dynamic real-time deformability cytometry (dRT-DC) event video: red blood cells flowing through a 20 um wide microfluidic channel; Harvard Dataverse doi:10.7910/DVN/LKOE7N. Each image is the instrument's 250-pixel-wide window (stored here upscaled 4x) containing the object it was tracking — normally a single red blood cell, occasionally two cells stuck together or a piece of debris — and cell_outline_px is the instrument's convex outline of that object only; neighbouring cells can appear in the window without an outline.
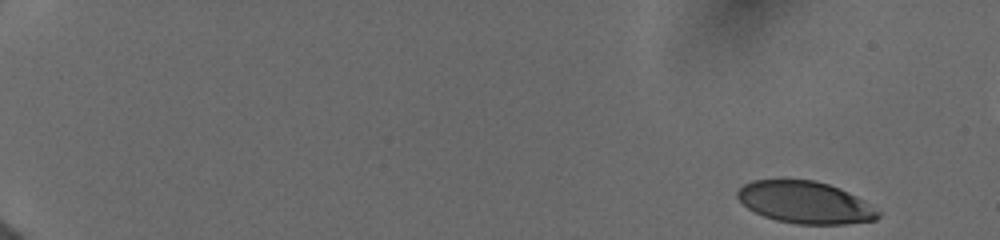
{"species": "human", "species_latin": "Homo sapiens", "temperature_condition": "cold", "stored_images_in_passage": 30, "camera_frame_rate_fps": 3000, "um_per_image_px": 0.085, "donor": {"sex": "female"}, "frame": {"image": 1, "passage_image": 1, "time_ms": 0.0, "image_size_px": [1000, 240], "cell_outline_px": [[880, 216], [876, 220], [848, 224], [796, 224], [776, 220], [764, 216], [748, 208], [736, 196], [736, 192], [744, 184], [752, 180], [816, 180], [840, 188], [880, 208]], "centroid_in_image_um": [68.49, 17.21], "position_along_channel_um": 16.5, "area_um2": 34.62}}
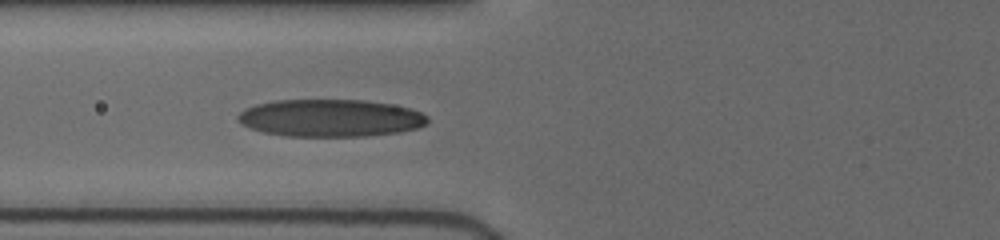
{"frame": {"image": 2, "passage_image": 23, "time_ms": 6.667, "image_size_px": [1000, 240], "cell_outline_px": [[428, 124], [416, 128], [400, 132], [364, 136], [284, 136], [264, 132], [240, 124], [236, 120], [236, 116], [244, 108], [256, 104], [276, 100], [364, 100], [388, 104], [408, 108], [420, 112], [428, 116]], "centroid_in_image_um": [28.05, 10.03], "position_along_channel_um": 97.8, "area_um2": 41.38}}
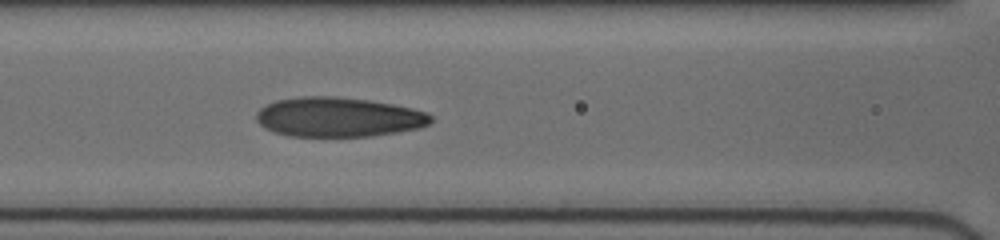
{"frame": {"image": 3, "passage_image": 27, "time_ms": 7.667, "image_size_px": [1000, 240], "cell_outline_px": [[432, 120], [428, 124], [420, 128], [372, 136], [288, 136], [272, 132], [264, 128], [256, 120], [256, 112], [260, 108], [276, 100], [304, 96], [332, 96], [368, 100], [392, 104], [428, 112], [432, 116]], "centroid_in_image_um": [28.74, 9.96], "position_along_channel_um": 137.9, "area_um2": 40.29}}